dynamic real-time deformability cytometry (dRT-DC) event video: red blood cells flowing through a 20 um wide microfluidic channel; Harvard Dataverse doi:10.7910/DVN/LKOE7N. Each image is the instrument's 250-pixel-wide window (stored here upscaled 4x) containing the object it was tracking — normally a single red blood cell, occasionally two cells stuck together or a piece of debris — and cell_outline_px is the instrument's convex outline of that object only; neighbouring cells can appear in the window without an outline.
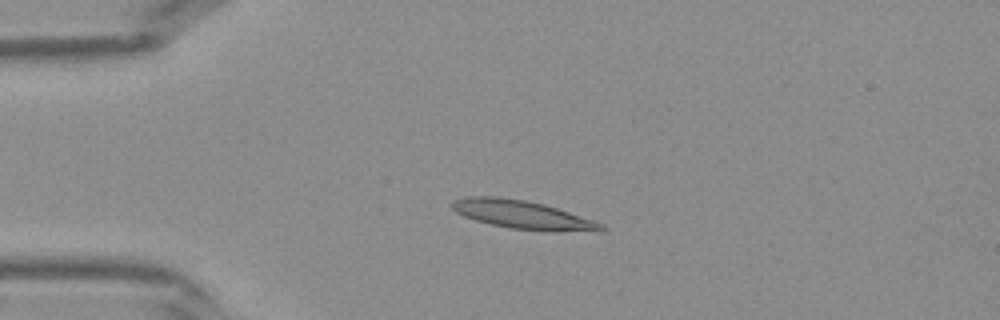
{"species": "Egyptian fruit bat (a non-hibernating species)", "species_latin": "Rousettus aegyptiacus", "temperature_condition": "warm", "stored_images_in_passage": 33, "camera_frame_rate_fps": 3000, "um_per_image_px": 0.085, "frame": {"image": 1, "passage_image": 9, "time_ms": 2.667, "image_size_px": [1000, 320], "cell_outline_px": [[608, 228], [596, 232], [552, 232], [512, 228], [492, 224], [476, 220], [464, 216], [456, 212], [452, 208], [452, 204], [456, 200], [468, 196], [496, 196], [524, 200], [544, 204], [604, 224]], "centroid_in_image_um": [44.49, 18.27], "position_along_channel_um": 40.5, "area_um2": 24.62}}
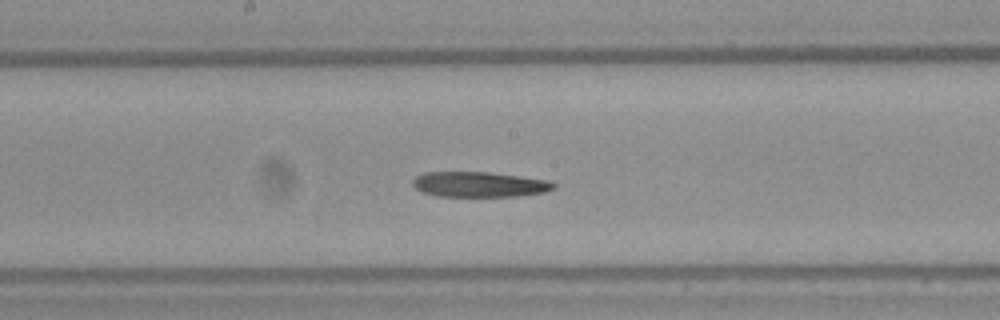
{"frame": {"image": 2, "passage_image": 21, "time_ms": 6.667, "image_size_px": [1000, 320], "cell_outline_px": [[556, 188], [544, 192], [516, 196], [436, 196], [420, 192], [412, 184], [412, 180], [416, 176], [424, 172], [488, 172], [544, 180], [556, 184]], "centroid_in_image_um": [40.67, 15.68], "position_along_channel_um": 207.5, "area_um2": 20.58}}
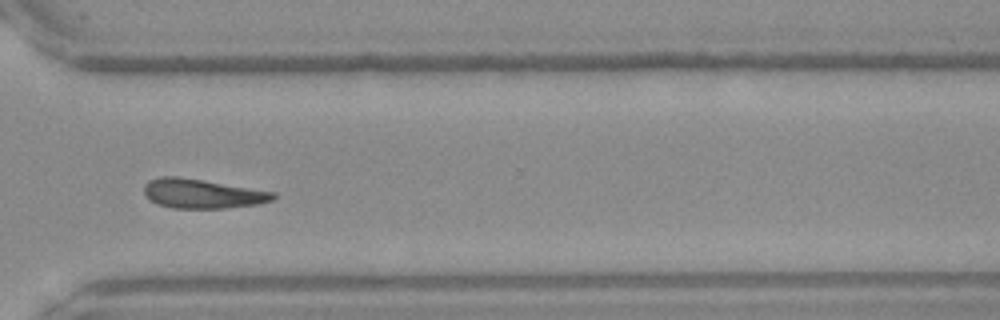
{"frame": {"image": 3, "passage_image": 30, "time_ms": 9.667, "image_size_px": [1000, 320], "cell_outline_px": [[276, 196], [272, 200], [260, 204], [224, 208], [172, 208], [160, 204], [152, 200], [144, 192], [144, 184], [148, 180], [160, 176], [176, 176], [276, 192]], "centroid_in_image_um": [17.21, 16.46], "position_along_channel_um": 353.4, "area_um2": 21.85}}